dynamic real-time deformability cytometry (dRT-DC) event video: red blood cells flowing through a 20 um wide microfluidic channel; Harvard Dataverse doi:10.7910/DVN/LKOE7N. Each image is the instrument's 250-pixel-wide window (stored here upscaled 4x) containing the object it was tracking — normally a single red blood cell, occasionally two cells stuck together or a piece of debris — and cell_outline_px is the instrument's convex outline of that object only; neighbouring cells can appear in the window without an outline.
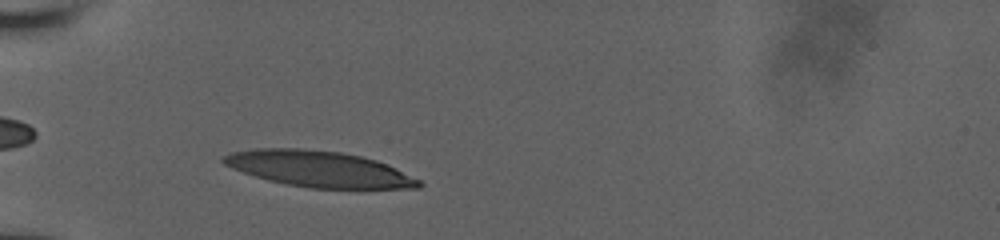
{"species": "human", "species_latin": "Homo sapiens", "temperature_condition": "room temperature", "stored_images_in_passage": 5, "camera_frame_rate_fps": 3000, "um_per_image_px": 0.085, "donor": {"sex": "male"}, "frame": {"image": 1, "passage_image": 3, "time_ms": 1.333, "image_size_px": [1000, 240], "cell_outline_px": [[424, 184], [420, 188], [308, 188], [268, 180], [232, 168], [224, 164], [220, 160], [224, 156], [232, 152], [256, 148], [304, 148], [340, 152], [360, 156], [376, 160], [396, 168], [420, 180]], "centroid_in_image_um": [27.11, 14.35], "position_along_channel_um": 57.9, "area_um2": 40.75}}
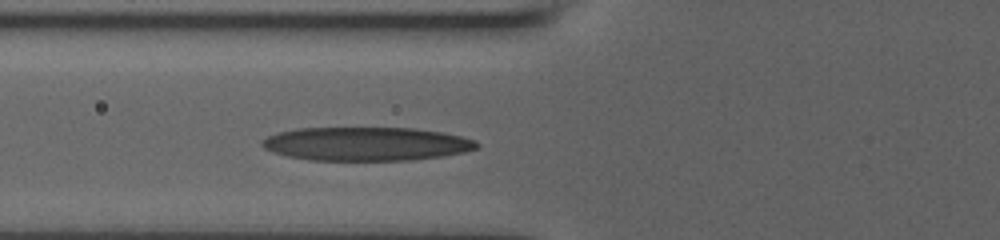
{"frame": {"image": 2, "passage_image": 5, "time_ms": 2.667, "image_size_px": [1000, 240], "cell_outline_px": [[480, 144], [476, 148], [464, 152], [444, 156], [408, 160], [308, 160], [288, 156], [272, 152], [264, 148], [260, 144], [260, 140], [268, 136], [280, 132], [296, 128], [412, 128], [444, 132], [476, 140]], "centroid_in_image_um": [31.12, 12.23], "position_along_channel_um": 94.7, "area_um2": 42.19}}